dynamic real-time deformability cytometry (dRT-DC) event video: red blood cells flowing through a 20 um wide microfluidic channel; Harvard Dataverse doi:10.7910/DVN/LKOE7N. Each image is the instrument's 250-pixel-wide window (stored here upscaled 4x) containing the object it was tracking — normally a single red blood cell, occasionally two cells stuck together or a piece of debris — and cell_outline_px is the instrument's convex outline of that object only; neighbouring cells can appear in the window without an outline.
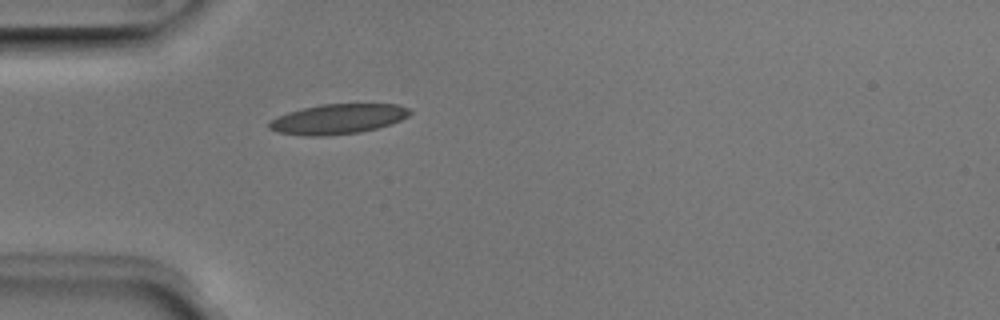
{"species": "Egyptian fruit bat (a non-hibernating species)", "species_latin": "Rousettus aegyptiacus", "temperature_condition": "room temperature", "stored_images_in_passage": 34, "camera_frame_rate_fps": 3000, "um_per_image_px": 0.085, "animal": {"sex": "male"}, "frame": {"image": 1, "passage_image": 1, "time_ms": 0.0, "image_size_px": [1000, 320], "cell_outline_px": [[412, 112], [408, 116], [400, 120], [376, 128], [360, 132], [320, 136], [304, 136], [276, 132], [268, 128], [268, 124], [276, 116], [288, 112], [320, 104], [396, 104], [408, 108]], "centroid_in_image_um": [28.68, 10.11], "position_along_channel_um": 56.3, "area_um2": 24.45}}
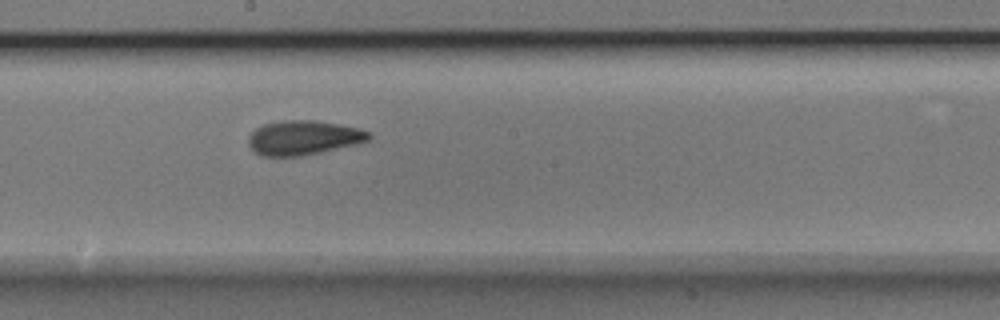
{"frame": {"image": 2, "passage_image": 14, "time_ms": 4.333, "image_size_px": [1000, 320], "cell_outline_px": [[372, 136], [368, 140], [356, 144], [304, 156], [260, 156], [248, 144], [248, 136], [256, 128], [264, 124], [284, 120], [316, 120], [360, 128], [372, 132]], "centroid_in_image_um": [25.81, 11.7], "position_along_channel_um": 222.4, "area_um2": 24.28}}
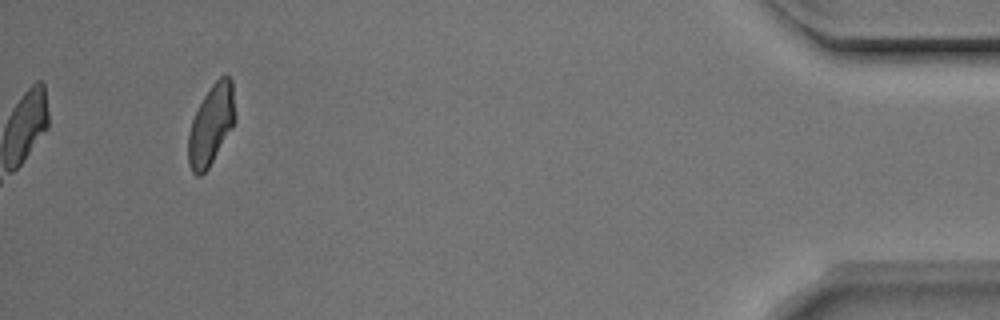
{"frame": {"image": 3, "passage_image": 34, "time_ms": 11.0, "image_size_px": [1000, 320], "cell_outline_px": [[236, 120], [232, 128], [208, 168], [200, 176], [196, 176], [192, 172], [188, 164], [188, 132], [192, 120], [204, 96], [212, 84], [220, 76], [228, 76], [232, 80], [236, 116]], "centroid_in_image_um": [17.95, 10.62], "position_along_channel_um": 417.2, "area_um2": 21.85}, "authors_computed_cell_mechanics": {"area_um2": 23.7269, "velocity_mm_per_s": 3.9699, "shape_relaxation_time_tau1_ms": 3.4374, "shape_relaxation_time_tau2_ms": 1.8754, "deformation_change_tau1": 0.1273, "deformation_change_tau2": 0.0872}}